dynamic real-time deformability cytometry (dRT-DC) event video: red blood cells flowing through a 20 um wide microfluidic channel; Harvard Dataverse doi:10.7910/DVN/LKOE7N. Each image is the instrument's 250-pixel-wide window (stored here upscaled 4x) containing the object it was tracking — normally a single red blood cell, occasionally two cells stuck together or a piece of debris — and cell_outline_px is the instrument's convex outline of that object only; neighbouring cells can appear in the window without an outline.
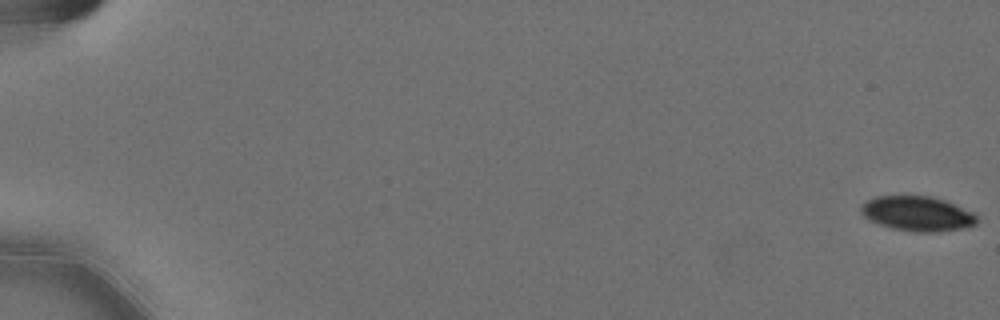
{"species": "Egyptian fruit bat (a non-hibernating species)", "species_latin": "Rousettus aegyptiacus", "temperature_condition": "cold", "stored_images_in_passage": 59, "camera_frame_rate_fps": 3000, "um_per_image_px": 0.085, "animal": {"sex": "female"}, "frame": {"image": 1, "passage_image": 1, "time_ms": 0.0, "image_size_px": [1000, 320], "cell_outline_px": [[976, 224], [960, 228], [936, 232], [916, 232], [892, 228], [868, 220], [860, 212], [860, 208], [868, 200], [876, 196], [932, 196], [944, 200], [972, 212], [976, 216]], "centroid_in_image_um": [77.94, 18.16], "position_along_channel_um": 7.1, "area_um2": 23.18}}
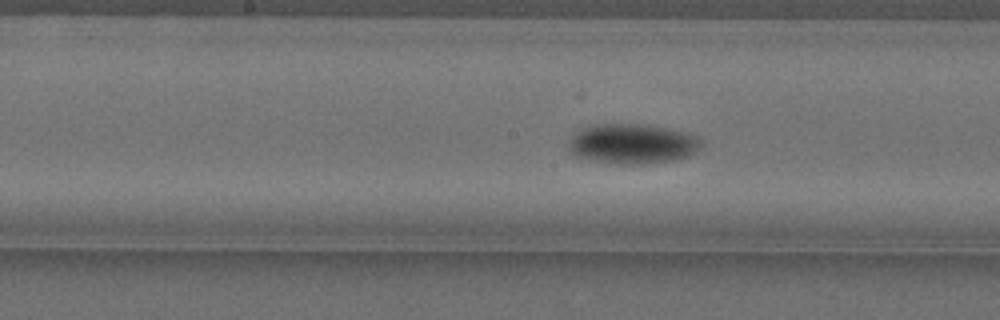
{"frame": {"image": 2, "passage_image": 32, "time_ms": 10.333, "image_size_px": [1000, 320], "cell_outline_px": [[704, 144], [700, 148], [688, 156], [672, 160], [644, 164], [620, 164], [592, 160], [576, 156], [568, 148], [568, 144], [572, 136], [580, 128], [592, 124], [644, 124], [668, 128], [684, 132], [696, 136]], "centroid_in_image_um": [53.74, 12.21], "position_along_channel_um": 194.5, "area_um2": 30.92}}
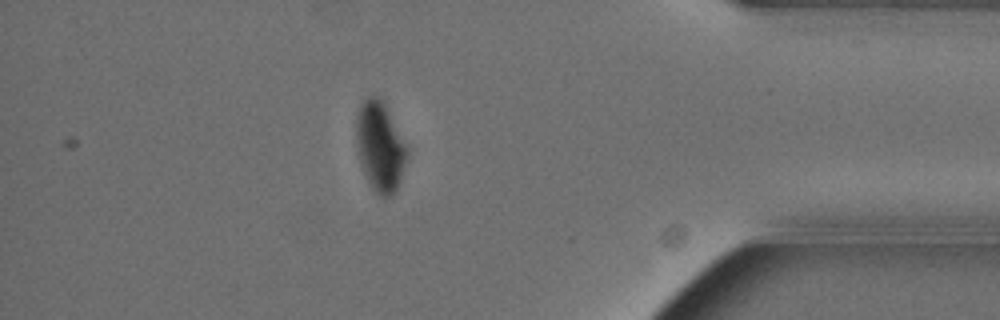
{"frame": {"image": 3, "passage_image": 52, "time_ms": 17.0, "image_size_px": [1000, 320], "cell_outline_px": [[408, 156], [396, 192], [388, 196], [380, 196], [372, 188], [360, 164], [356, 144], [356, 116], [360, 104], [368, 96], [376, 96], [384, 100], [408, 148]], "centroid_in_image_um": [32.3, 12.42], "position_along_channel_um": 402.9, "area_um2": 26.76}, "authors_computed_cell_mechanics": {"area_um2": 27.5128, "velocity_mm_per_s": 3.5663, "shape_relaxation_time_tau1_ms": 2.7867, "shape_relaxation_time_tau2_ms": null, "deformation_change_tau1": 0.1161, "deformation_change_tau2": null}}